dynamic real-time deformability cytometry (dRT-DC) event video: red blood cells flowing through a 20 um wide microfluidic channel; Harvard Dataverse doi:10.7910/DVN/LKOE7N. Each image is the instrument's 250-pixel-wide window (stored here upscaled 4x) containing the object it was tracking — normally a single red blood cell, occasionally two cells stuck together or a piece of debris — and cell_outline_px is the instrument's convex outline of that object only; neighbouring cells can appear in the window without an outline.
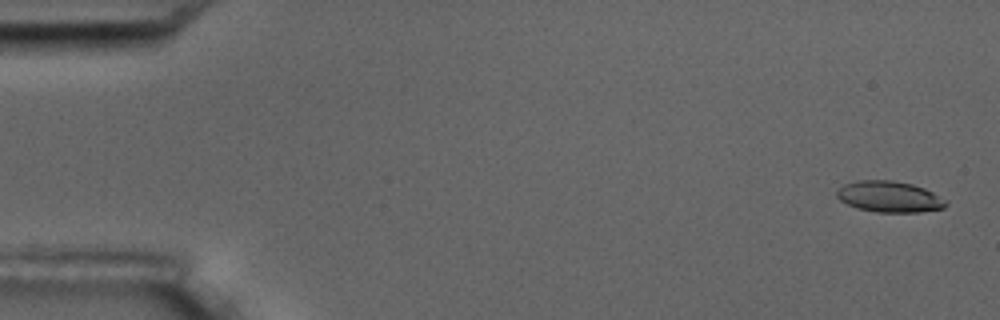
{"species": "common noctule bat (a hibernating species)", "species_latin": "Nyctalus noctula", "temperature_condition": "room temperature", "stored_images_in_passage": 6, "camera_frame_rate_fps": 3000, "um_per_image_px": 0.085, "animal": {"sex": "male", "body_mass_g": 17.5, "forearm_length_mm": 52.3}, "frame": {"image": 1, "passage_image": 1, "time_ms": 0.0, "image_size_px": [1000, 320], "cell_outline_px": [[948, 204], [944, 208], [920, 212], [876, 212], [856, 208], [840, 200], [836, 196], [836, 192], [844, 184], [856, 180], [892, 180], [912, 184], [924, 188], [948, 200]], "centroid_in_image_um": [75.61, 16.72], "position_along_channel_um": 9.4, "area_um2": 19.88}}